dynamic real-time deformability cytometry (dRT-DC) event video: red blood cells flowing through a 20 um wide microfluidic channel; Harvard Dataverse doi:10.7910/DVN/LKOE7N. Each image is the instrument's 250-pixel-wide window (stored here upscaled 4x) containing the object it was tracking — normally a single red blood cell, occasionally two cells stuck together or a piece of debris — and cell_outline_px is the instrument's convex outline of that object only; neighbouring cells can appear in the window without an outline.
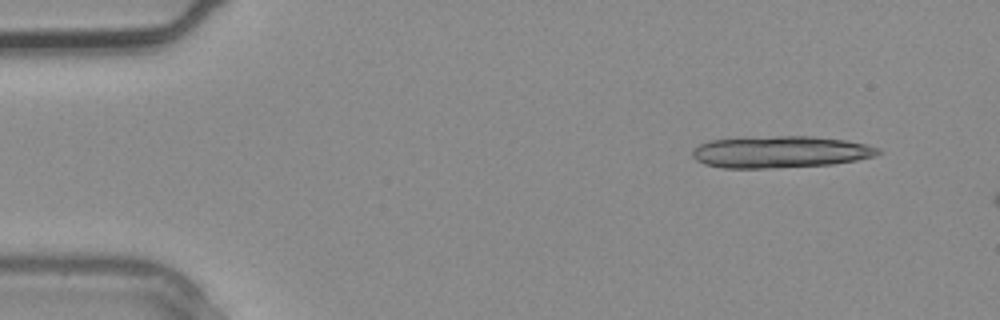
{"species": "common noctule bat (a hibernating species)", "species_latin": "Nyctalus noctula", "temperature_condition": "warm", "stored_images_in_passage": 2, "camera_frame_rate_fps": 3000, "um_per_image_px": 0.085, "animal": {"sex": "male", "body_mass_g": 20.4}, "frame": {"image": 1, "passage_image": 1, "time_ms": 0.0, "image_size_px": [1000, 320], "cell_outline_px": [[880, 152], [872, 156], [856, 160], [832, 164], [768, 168], [724, 168], [704, 164], [696, 160], [692, 156], [692, 148], [700, 144], [712, 140], [740, 136], [812, 136], [844, 140], [864, 144], [880, 148]], "centroid_in_image_um": [66.24, 12.9], "position_along_channel_um": 18.8, "area_um2": 34.62}}